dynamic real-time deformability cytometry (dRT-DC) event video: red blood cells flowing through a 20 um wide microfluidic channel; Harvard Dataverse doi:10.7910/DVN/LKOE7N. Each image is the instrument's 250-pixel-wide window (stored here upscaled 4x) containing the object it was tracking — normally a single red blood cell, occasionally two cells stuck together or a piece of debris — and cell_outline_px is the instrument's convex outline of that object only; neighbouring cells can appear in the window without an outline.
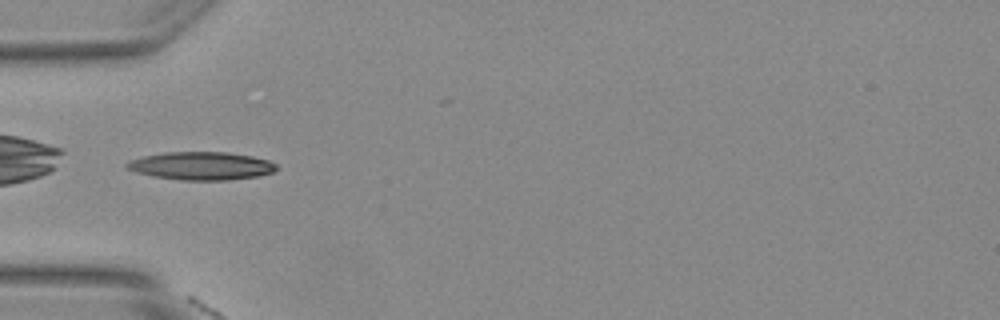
{"species": "Egyptian fruit bat (a non-hibernating species)", "species_latin": "Rousettus aegyptiacus", "temperature_condition": "warm", "stored_images_in_passage": 3, "camera_frame_rate_fps": 3000, "um_per_image_px": 0.085, "animal": {"sex": "female"}, "frame": {"image": 1, "passage_image": 1, "time_ms": 0.0, "image_size_px": [1000, 320], "cell_outline_px": [[276, 168], [272, 172], [256, 176], [228, 180], [184, 180], [152, 176], [136, 172], [128, 168], [124, 164], [128, 160], [144, 156], [164, 152], [228, 152], [252, 156], [268, 160], [276, 164]], "centroid_in_image_um": [17.08, 14.09], "position_along_channel_um": 67.9, "area_um2": 24.33}}